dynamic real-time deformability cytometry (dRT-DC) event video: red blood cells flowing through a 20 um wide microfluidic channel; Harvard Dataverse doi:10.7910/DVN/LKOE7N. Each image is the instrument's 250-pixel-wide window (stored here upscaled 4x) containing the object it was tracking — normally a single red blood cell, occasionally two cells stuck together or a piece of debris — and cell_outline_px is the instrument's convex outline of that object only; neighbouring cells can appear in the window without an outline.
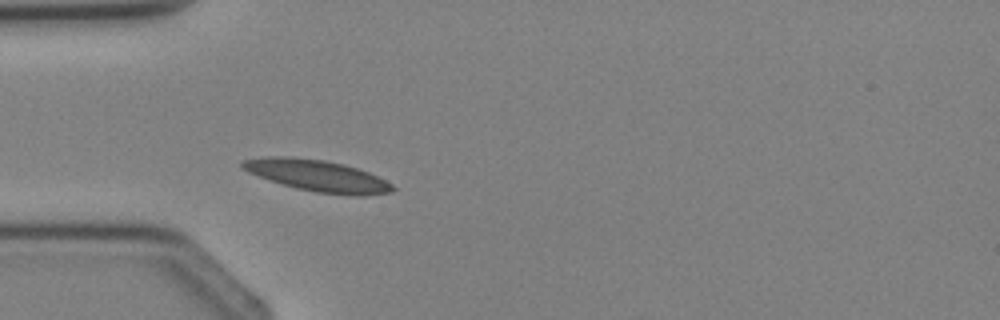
{"species": "Egyptian fruit bat (a non-hibernating species)", "species_latin": "Rousettus aegyptiacus", "temperature_condition": "cold", "stored_images_in_passage": 1, "camera_frame_rate_fps": 3000, "um_per_image_px": 0.085, "animal": {"sex": "female"}, "frame": {"image": 1, "passage_image": 1, "time_ms": 0.0, "image_size_px": [1000, 320], "cell_outline_px": [[396, 188], [392, 192], [364, 196], [356, 196], [316, 192], [296, 188], [248, 172], [240, 168], [240, 160], [268, 156], [280, 156], [324, 160], [344, 164], [368, 172], [392, 184]], "centroid_in_image_um": [26.98, 14.93], "position_along_channel_um": 58.0, "area_um2": 27.34}}